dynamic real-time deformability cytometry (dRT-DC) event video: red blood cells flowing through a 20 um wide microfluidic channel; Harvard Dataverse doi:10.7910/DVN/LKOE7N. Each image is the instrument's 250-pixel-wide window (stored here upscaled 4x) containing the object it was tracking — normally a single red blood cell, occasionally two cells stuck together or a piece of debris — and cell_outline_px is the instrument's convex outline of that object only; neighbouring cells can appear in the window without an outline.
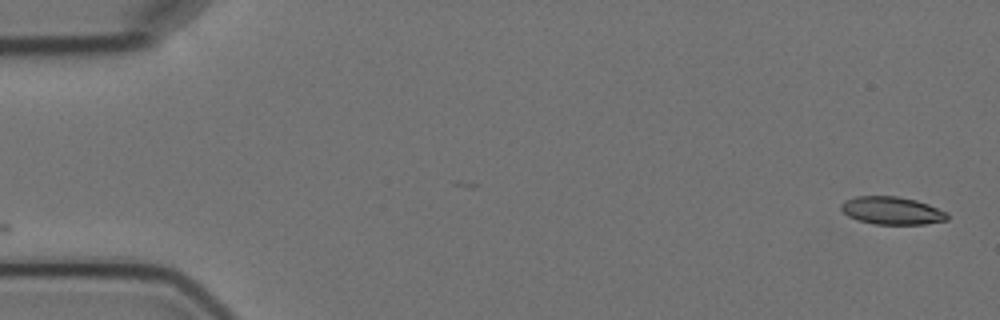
{"species": "Egyptian fruit bat (a non-hibernating species)", "species_latin": "Rousettus aegyptiacus", "temperature_condition": "cold", "stored_images_in_passage": 5, "camera_frame_rate_fps": 3000, "um_per_image_px": 0.085, "animal": {"sex": "female"}, "frame": {"image": 1, "passage_image": 1, "time_ms": 0.0, "image_size_px": [1000, 320], "cell_outline_px": [[948, 220], [924, 224], [876, 224], [856, 220], [848, 216], [840, 208], [840, 204], [844, 200], [856, 196], [896, 196], [916, 200], [928, 204], [948, 212]], "centroid_in_image_um": [75.8, 17.9], "position_along_channel_um": 9.2, "area_um2": 17.28}}
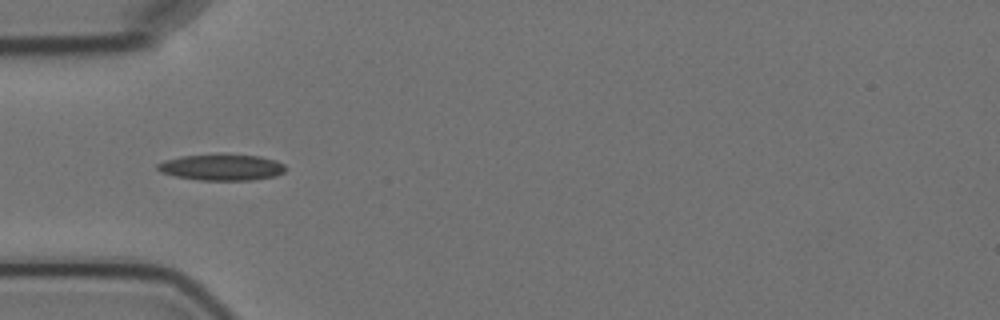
{"frame": {"image": 2, "passage_image": 5, "time_ms": 5.333, "image_size_px": [1000, 320], "cell_outline_px": [[288, 168], [284, 172], [276, 176], [252, 180], [200, 180], [176, 176], [160, 172], [156, 168], [156, 164], [164, 160], [180, 156], [260, 156], [276, 160], [284, 164]], "centroid_in_image_um": [18.86, 14.25], "position_along_channel_um": 66.1, "area_um2": 19.13}}